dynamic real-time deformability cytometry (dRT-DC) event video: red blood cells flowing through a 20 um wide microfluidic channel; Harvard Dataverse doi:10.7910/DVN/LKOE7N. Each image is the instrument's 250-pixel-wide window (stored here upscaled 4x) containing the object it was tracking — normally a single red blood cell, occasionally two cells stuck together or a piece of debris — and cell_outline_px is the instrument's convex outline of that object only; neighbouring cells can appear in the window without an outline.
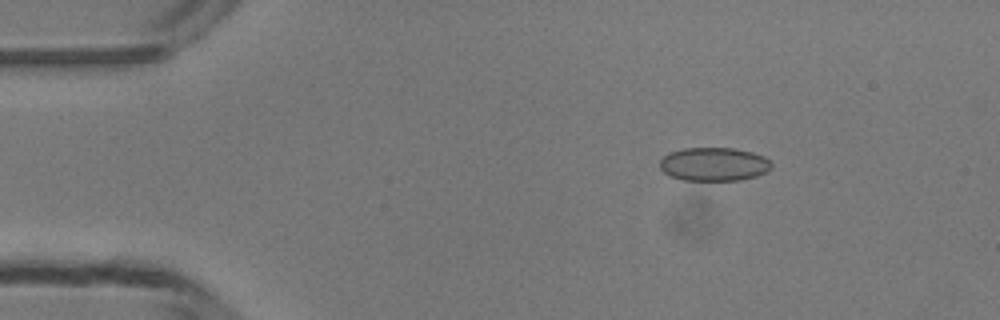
{"species": "common noctule bat (a hibernating species)", "species_latin": "Nyctalus noctula", "temperature_condition": "room temperature", "stored_images_in_passage": 40, "camera_frame_rate_fps": 3000, "um_per_image_px": 0.085, "animal": {"sex": "male", "body_mass_g": 13.3}, "frame": {"image": 1, "passage_image": 8, "time_ms": 2.333, "image_size_px": [1000, 320], "cell_outline_px": [[772, 168], [768, 172], [756, 176], [740, 180], [684, 180], [672, 176], [664, 172], [660, 168], [660, 160], [668, 152], [684, 148], [736, 148], [752, 152], [764, 156], [772, 164]], "centroid_in_image_um": [60.7, 13.95], "position_along_channel_um": 24.3, "area_um2": 21.91}}
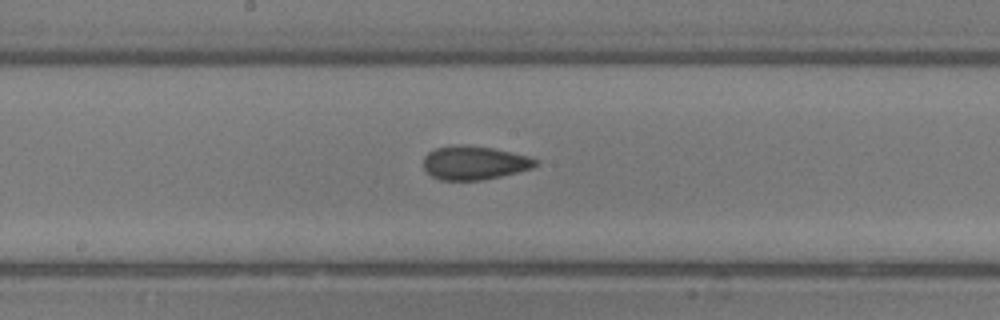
{"frame": {"image": 2, "passage_image": 26, "time_ms": 8.333, "image_size_px": [1000, 320], "cell_outline_px": [[540, 164], [532, 168], [484, 180], [440, 180], [432, 176], [424, 168], [424, 156], [428, 152], [436, 148], [456, 144], [464, 144], [492, 148], [528, 156], [540, 160]], "centroid_in_image_um": [40.33, 13.83], "position_along_channel_um": 207.9, "area_um2": 22.08}}
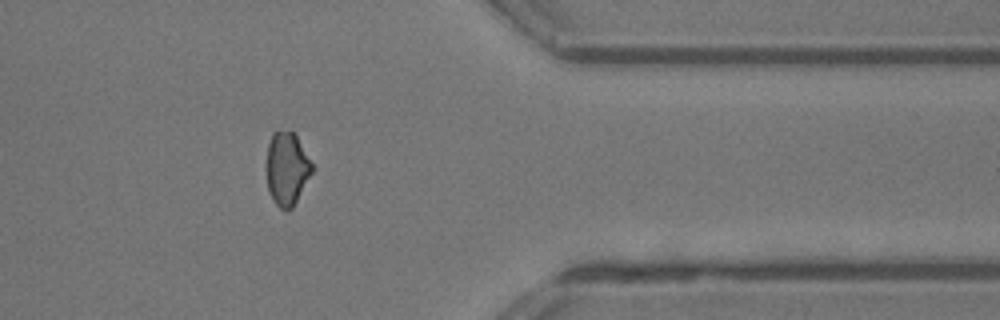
{"frame": {"image": 3, "passage_image": 40, "time_ms": 13.0, "image_size_px": [1000, 320], "cell_outline_px": [[312, 172], [292, 208], [288, 212], [284, 212], [276, 204], [268, 192], [268, 144], [272, 132], [292, 132], [296, 136], [312, 164]], "centroid_in_image_um": [24.38, 14.38], "position_along_channel_um": 387.0, "area_um2": 18.84}, "authors_computed_cell_mechanics": {"area_um2": 21.8773, "velocity_mm_per_s": 4.2254, "shape_relaxation_time_tau1_ms": 6.3081, "shape_relaxation_time_tau2_ms": 1.3979, "deformation_change_tau1": 0.1862, "deformation_change_tau2": 0.0782}}